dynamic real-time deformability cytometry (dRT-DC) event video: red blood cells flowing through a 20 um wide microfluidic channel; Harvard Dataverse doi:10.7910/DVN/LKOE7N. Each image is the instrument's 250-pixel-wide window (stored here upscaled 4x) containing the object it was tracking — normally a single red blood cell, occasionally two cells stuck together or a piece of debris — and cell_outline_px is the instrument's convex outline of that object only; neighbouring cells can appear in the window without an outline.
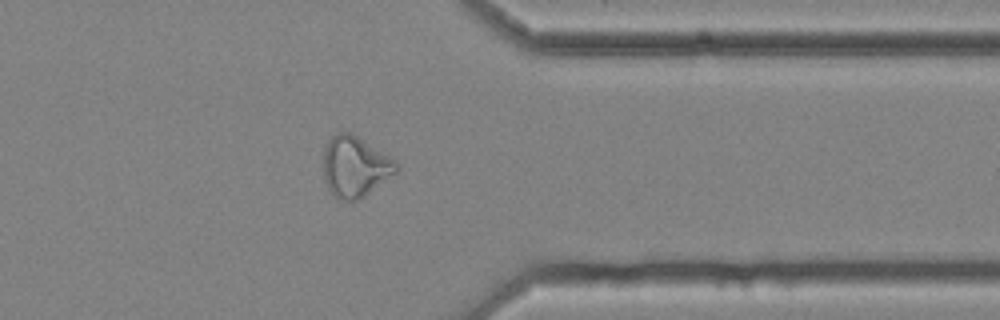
{"species": "common noctule bat (a hibernating species)", "species_latin": "Nyctalus noctula", "temperature_condition": "cold", "stored_images_in_passage": 42, "camera_frame_rate_fps": 3000, "um_per_image_px": 0.085, "animal": {"sex": "female", "body_mass_g": 25.1}, "frame": {"image": 1, "passage_image": 30, "time_ms": 9.667, "image_size_px": [1000, 320], "cell_outline_px": [[400, 168], [396, 172], [364, 196], [356, 200], [336, 200], [328, 188], [324, 180], [324, 144], [336, 132], [352, 132], [392, 156], [400, 164]], "centroid_in_image_um": [30.19, 14.13], "position_along_channel_um": 381.2, "area_um2": 26.24}}